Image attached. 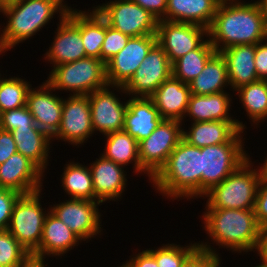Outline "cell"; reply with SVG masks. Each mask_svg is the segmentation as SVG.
<instances>
[{
	"instance_id": "6da1fadb",
	"label": "cell",
	"mask_w": 267,
	"mask_h": 267,
	"mask_svg": "<svg viewBox=\"0 0 267 267\" xmlns=\"http://www.w3.org/2000/svg\"><path fill=\"white\" fill-rule=\"evenodd\" d=\"M202 212V230L206 240L198 242V248L220 255L219 248L239 255L255 252L259 240V225L254 209L204 208ZM210 242H209V240ZM212 242V243H211ZM215 245L218 249L214 248ZM212 246V247H211Z\"/></svg>"
},
{
	"instance_id": "7a4b0ae2",
	"label": "cell",
	"mask_w": 267,
	"mask_h": 267,
	"mask_svg": "<svg viewBox=\"0 0 267 267\" xmlns=\"http://www.w3.org/2000/svg\"><path fill=\"white\" fill-rule=\"evenodd\" d=\"M66 0H17L0 9L6 24L0 23V49L5 54L20 43L30 41L51 20L63 19L71 7ZM70 5V6H69ZM57 14V15H56ZM3 25V26H2ZM5 25V26H4ZM46 26V27H45ZM4 27V28H3ZM2 29V30H1ZM30 38V39H29Z\"/></svg>"
},
{
	"instance_id": "3957f363",
	"label": "cell",
	"mask_w": 267,
	"mask_h": 267,
	"mask_svg": "<svg viewBox=\"0 0 267 267\" xmlns=\"http://www.w3.org/2000/svg\"><path fill=\"white\" fill-rule=\"evenodd\" d=\"M208 38L217 52L235 45H256L267 39L258 4L255 0L219 3Z\"/></svg>"
},
{
	"instance_id": "277c9868",
	"label": "cell",
	"mask_w": 267,
	"mask_h": 267,
	"mask_svg": "<svg viewBox=\"0 0 267 267\" xmlns=\"http://www.w3.org/2000/svg\"><path fill=\"white\" fill-rule=\"evenodd\" d=\"M150 183L155 193L172 202L202 197L201 148L182 138Z\"/></svg>"
},
{
	"instance_id": "5b68a950",
	"label": "cell",
	"mask_w": 267,
	"mask_h": 267,
	"mask_svg": "<svg viewBox=\"0 0 267 267\" xmlns=\"http://www.w3.org/2000/svg\"><path fill=\"white\" fill-rule=\"evenodd\" d=\"M249 158L220 184L212 187L201 198L207 199L205 208L254 209L258 184L261 180L259 170ZM255 163V164H254Z\"/></svg>"
},
{
	"instance_id": "8992f818",
	"label": "cell",
	"mask_w": 267,
	"mask_h": 267,
	"mask_svg": "<svg viewBox=\"0 0 267 267\" xmlns=\"http://www.w3.org/2000/svg\"><path fill=\"white\" fill-rule=\"evenodd\" d=\"M47 75L46 81L67 95H89L108 84L105 64L94 57L54 66Z\"/></svg>"
},
{
	"instance_id": "52a82bcc",
	"label": "cell",
	"mask_w": 267,
	"mask_h": 267,
	"mask_svg": "<svg viewBox=\"0 0 267 267\" xmlns=\"http://www.w3.org/2000/svg\"><path fill=\"white\" fill-rule=\"evenodd\" d=\"M246 133L247 131L240 130L227 143L201 148L202 196L249 158L248 150L244 147Z\"/></svg>"
},
{
	"instance_id": "ba28073f",
	"label": "cell",
	"mask_w": 267,
	"mask_h": 267,
	"mask_svg": "<svg viewBox=\"0 0 267 267\" xmlns=\"http://www.w3.org/2000/svg\"><path fill=\"white\" fill-rule=\"evenodd\" d=\"M40 190L31 194L21 195L14 204L7 230L17 241L32 254L40 245L43 226L48 207H42L43 193Z\"/></svg>"
},
{
	"instance_id": "9c48e42d",
	"label": "cell",
	"mask_w": 267,
	"mask_h": 267,
	"mask_svg": "<svg viewBox=\"0 0 267 267\" xmlns=\"http://www.w3.org/2000/svg\"><path fill=\"white\" fill-rule=\"evenodd\" d=\"M93 7L109 26L130 37L157 33L158 20L132 0H105Z\"/></svg>"
},
{
	"instance_id": "30bf717a",
	"label": "cell",
	"mask_w": 267,
	"mask_h": 267,
	"mask_svg": "<svg viewBox=\"0 0 267 267\" xmlns=\"http://www.w3.org/2000/svg\"><path fill=\"white\" fill-rule=\"evenodd\" d=\"M59 200L50 204V211L68 226L84 243L102 236V204L85 199ZM102 214V215H101ZM95 237V238H94ZM86 241V242H85Z\"/></svg>"
},
{
	"instance_id": "8fae6325",
	"label": "cell",
	"mask_w": 267,
	"mask_h": 267,
	"mask_svg": "<svg viewBox=\"0 0 267 267\" xmlns=\"http://www.w3.org/2000/svg\"><path fill=\"white\" fill-rule=\"evenodd\" d=\"M88 97L94 134L101 133L104 136L123 130L128 102L126 98L129 97L123 86L107 84L105 87L90 93Z\"/></svg>"
},
{
	"instance_id": "7c38bea8",
	"label": "cell",
	"mask_w": 267,
	"mask_h": 267,
	"mask_svg": "<svg viewBox=\"0 0 267 267\" xmlns=\"http://www.w3.org/2000/svg\"><path fill=\"white\" fill-rule=\"evenodd\" d=\"M53 39L42 57L54 67L86 58L80 32V9L70 7L67 15L59 19Z\"/></svg>"
},
{
	"instance_id": "4fadbf2b",
	"label": "cell",
	"mask_w": 267,
	"mask_h": 267,
	"mask_svg": "<svg viewBox=\"0 0 267 267\" xmlns=\"http://www.w3.org/2000/svg\"><path fill=\"white\" fill-rule=\"evenodd\" d=\"M91 109L88 95H68L63 98L61 124L52 141L65 142L79 148L93 137Z\"/></svg>"
},
{
	"instance_id": "5bb4252c",
	"label": "cell",
	"mask_w": 267,
	"mask_h": 267,
	"mask_svg": "<svg viewBox=\"0 0 267 267\" xmlns=\"http://www.w3.org/2000/svg\"><path fill=\"white\" fill-rule=\"evenodd\" d=\"M182 130L181 121L164 119L147 138L138 142L140 165L151 177L182 139Z\"/></svg>"
},
{
	"instance_id": "9a60e30c",
	"label": "cell",
	"mask_w": 267,
	"mask_h": 267,
	"mask_svg": "<svg viewBox=\"0 0 267 267\" xmlns=\"http://www.w3.org/2000/svg\"><path fill=\"white\" fill-rule=\"evenodd\" d=\"M171 75L172 64L156 43L123 87L130 97H150Z\"/></svg>"
},
{
	"instance_id": "2e32d148",
	"label": "cell",
	"mask_w": 267,
	"mask_h": 267,
	"mask_svg": "<svg viewBox=\"0 0 267 267\" xmlns=\"http://www.w3.org/2000/svg\"><path fill=\"white\" fill-rule=\"evenodd\" d=\"M156 36L157 43L173 64L180 57L197 49L207 39L208 29L190 23L160 20Z\"/></svg>"
},
{
	"instance_id": "e0dca14e",
	"label": "cell",
	"mask_w": 267,
	"mask_h": 267,
	"mask_svg": "<svg viewBox=\"0 0 267 267\" xmlns=\"http://www.w3.org/2000/svg\"><path fill=\"white\" fill-rule=\"evenodd\" d=\"M156 43V35L131 37L125 48L105 64L107 83L124 86Z\"/></svg>"
},
{
	"instance_id": "ac0fdd59",
	"label": "cell",
	"mask_w": 267,
	"mask_h": 267,
	"mask_svg": "<svg viewBox=\"0 0 267 267\" xmlns=\"http://www.w3.org/2000/svg\"><path fill=\"white\" fill-rule=\"evenodd\" d=\"M44 81L40 86H32L29 89L26 106L35 124L52 138L61 124L63 96Z\"/></svg>"
},
{
	"instance_id": "d6986e66",
	"label": "cell",
	"mask_w": 267,
	"mask_h": 267,
	"mask_svg": "<svg viewBox=\"0 0 267 267\" xmlns=\"http://www.w3.org/2000/svg\"><path fill=\"white\" fill-rule=\"evenodd\" d=\"M99 155L95 161L89 164L94 189V201H98L102 205L108 201V203L110 201H121L129 185L127 184L128 172L124 169L129 168L114 163L101 154Z\"/></svg>"
},
{
	"instance_id": "ffe728a7",
	"label": "cell",
	"mask_w": 267,
	"mask_h": 267,
	"mask_svg": "<svg viewBox=\"0 0 267 267\" xmlns=\"http://www.w3.org/2000/svg\"><path fill=\"white\" fill-rule=\"evenodd\" d=\"M45 175L29 158L16 152L0 165V188L31 194L44 189Z\"/></svg>"
},
{
	"instance_id": "44dd1931",
	"label": "cell",
	"mask_w": 267,
	"mask_h": 267,
	"mask_svg": "<svg viewBox=\"0 0 267 267\" xmlns=\"http://www.w3.org/2000/svg\"><path fill=\"white\" fill-rule=\"evenodd\" d=\"M84 243L51 211L46 216L39 247L31 254L34 263L46 264L49 257L62 259L75 246ZM48 257V258H47Z\"/></svg>"
},
{
	"instance_id": "7402d4cb",
	"label": "cell",
	"mask_w": 267,
	"mask_h": 267,
	"mask_svg": "<svg viewBox=\"0 0 267 267\" xmlns=\"http://www.w3.org/2000/svg\"><path fill=\"white\" fill-rule=\"evenodd\" d=\"M233 95L235 94H231V91H223L209 95L191 94L189 97L186 114L184 119L181 121L182 124H184L183 126H186V121H237L238 127L241 130L246 131L247 122L243 123V121L233 117L234 115L231 113L232 106L234 105V99L232 97ZM187 117L188 119L186 120Z\"/></svg>"
},
{
	"instance_id": "603a6c76",
	"label": "cell",
	"mask_w": 267,
	"mask_h": 267,
	"mask_svg": "<svg viewBox=\"0 0 267 267\" xmlns=\"http://www.w3.org/2000/svg\"><path fill=\"white\" fill-rule=\"evenodd\" d=\"M163 120L150 97L129 96L123 131L138 142L147 138Z\"/></svg>"
},
{
	"instance_id": "cb8c5ba5",
	"label": "cell",
	"mask_w": 267,
	"mask_h": 267,
	"mask_svg": "<svg viewBox=\"0 0 267 267\" xmlns=\"http://www.w3.org/2000/svg\"><path fill=\"white\" fill-rule=\"evenodd\" d=\"M190 95L189 84L171 75L150 98L163 119L182 121L187 111Z\"/></svg>"
},
{
	"instance_id": "d4e9b609",
	"label": "cell",
	"mask_w": 267,
	"mask_h": 267,
	"mask_svg": "<svg viewBox=\"0 0 267 267\" xmlns=\"http://www.w3.org/2000/svg\"><path fill=\"white\" fill-rule=\"evenodd\" d=\"M256 45H235L220 51L227 64L230 90L234 93L242 86L258 81L255 68Z\"/></svg>"
},
{
	"instance_id": "484cf974",
	"label": "cell",
	"mask_w": 267,
	"mask_h": 267,
	"mask_svg": "<svg viewBox=\"0 0 267 267\" xmlns=\"http://www.w3.org/2000/svg\"><path fill=\"white\" fill-rule=\"evenodd\" d=\"M17 152L29 158L45 174L52 155V138L38 126L18 127L11 131Z\"/></svg>"
},
{
	"instance_id": "4316f807",
	"label": "cell",
	"mask_w": 267,
	"mask_h": 267,
	"mask_svg": "<svg viewBox=\"0 0 267 267\" xmlns=\"http://www.w3.org/2000/svg\"><path fill=\"white\" fill-rule=\"evenodd\" d=\"M218 0H167L162 20L190 23L209 28L216 14Z\"/></svg>"
},
{
	"instance_id": "83f0119b",
	"label": "cell",
	"mask_w": 267,
	"mask_h": 267,
	"mask_svg": "<svg viewBox=\"0 0 267 267\" xmlns=\"http://www.w3.org/2000/svg\"><path fill=\"white\" fill-rule=\"evenodd\" d=\"M190 123L191 124L188 125V130L187 127L183 126L182 138L189 144L199 148L227 143L241 130L238 127L237 121H204Z\"/></svg>"
},
{
	"instance_id": "f1b7e54d",
	"label": "cell",
	"mask_w": 267,
	"mask_h": 267,
	"mask_svg": "<svg viewBox=\"0 0 267 267\" xmlns=\"http://www.w3.org/2000/svg\"><path fill=\"white\" fill-rule=\"evenodd\" d=\"M104 140L102 156L124 167L133 163V173L146 175L151 182L152 177L140 165L138 141L134 137L122 130L104 135Z\"/></svg>"
},
{
	"instance_id": "f546056e",
	"label": "cell",
	"mask_w": 267,
	"mask_h": 267,
	"mask_svg": "<svg viewBox=\"0 0 267 267\" xmlns=\"http://www.w3.org/2000/svg\"><path fill=\"white\" fill-rule=\"evenodd\" d=\"M190 93L209 95L227 91L228 81L227 64L220 52H216L206 63L201 73L190 83Z\"/></svg>"
},
{
	"instance_id": "4dcf8cb0",
	"label": "cell",
	"mask_w": 267,
	"mask_h": 267,
	"mask_svg": "<svg viewBox=\"0 0 267 267\" xmlns=\"http://www.w3.org/2000/svg\"><path fill=\"white\" fill-rule=\"evenodd\" d=\"M60 175V187L70 199H85L94 201V189L90 167L78 160L65 163Z\"/></svg>"
},
{
	"instance_id": "1f68e13d",
	"label": "cell",
	"mask_w": 267,
	"mask_h": 267,
	"mask_svg": "<svg viewBox=\"0 0 267 267\" xmlns=\"http://www.w3.org/2000/svg\"><path fill=\"white\" fill-rule=\"evenodd\" d=\"M234 94L239 97L234 99H239L251 126L254 129L260 128L259 126L267 120V80H258L242 86Z\"/></svg>"
},
{
	"instance_id": "d6a6232c",
	"label": "cell",
	"mask_w": 267,
	"mask_h": 267,
	"mask_svg": "<svg viewBox=\"0 0 267 267\" xmlns=\"http://www.w3.org/2000/svg\"><path fill=\"white\" fill-rule=\"evenodd\" d=\"M80 32L87 57L101 60V49L106 36V20L92 6L80 10Z\"/></svg>"
},
{
	"instance_id": "836d02e7",
	"label": "cell",
	"mask_w": 267,
	"mask_h": 267,
	"mask_svg": "<svg viewBox=\"0 0 267 267\" xmlns=\"http://www.w3.org/2000/svg\"><path fill=\"white\" fill-rule=\"evenodd\" d=\"M217 51L209 38L195 50L180 57L172 64V75L185 84H189L204 69L207 61Z\"/></svg>"
},
{
	"instance_id": "e575fe53",
	"label": "cell",
	"mask_w": 267,
	"mask_h": 267,
	"mask_svg": "<svg viewBox=\"0 0 267 267\" xmlns=\"http://www.w3.org/2000/svg\"><path fill=\"white\" fill-rule=\"evenodd\" d=\"M0 73V112L26 106L27 94L32 87L30 81L20 75L8 76Z\"/></svg>"
},
{
	"instance_id": "d590c367",
	"label": "cell",
	"mask_w": 267,
	"mask_h": 267,
	"mask_svg": "<svg viewBox=\"0 0 267 267\" xmlns=\"http://www.w3.org/2000/svg\"><path fill=\"white\" fill-rule=\"evenodd\" d=\"M30 252L8 231L0 230V267H29Z\"/></svg>"
},
{
	"instance_id": "8d00e7d4",
	"label": "cell",
	"mask_w": 267,
	"mask_h": 267,
	"mask_svg": "<svg viewBox=\"0 0 267 267\" xmlns=\"http://www.w3.org/2000/svg\"><path fill=\"white\" fill-rule=\"evenodd\" d=\"M193 242V243H192ZM190 241L187 245H180L174 242L161 244L159 247L147 248L154 256L158 267H181L185 260L198 248V241Z\"/></svg>"
},
{
	"instance_id": "74e56055",
	"label": "cell",
	"mask_w": 267,
	"mask_h": 267,
	"mask_svg": "<svg viewBox=\"0 0 267 267\" xmlns=\"http://www.w3.org/2000/svg\"><path fill=\"white\" fill-rule=\"evenodd\" d=\"M131 37L112 28L106 22V36L101 49V61L106 64L125 48Z\"/></svg>"
},
{
	"instance_id": "f35d334b",
	"label": "cell",
	"mask_w": 267,
	"mask_h": 267,
	"mask_svg": "<svg viewBox=\"0 0 267 267\" xmlns=\"http://www.w3.org/2000/svg\"><path fill=\"white\" fill-rule=\"evenodd\" d=\"M27 126H37L27 106L1 113L0 129L11 132Z\"/></svg>"
},
{
	"instance_id": "ab89813d",
	"label": "cell",
	"mask_w": 267,
	"mask_h": 267,
	"mask_svg": "<svg viewBox=\"0 0 267 267\" xmlns=\"http://www.w3.org/2000/svg\"><path fill=\"white\" fill-rule=\"evenodd\" d=\"M22 194L5 188H0V230H7L14 204Z\"/></svg>"
},
{
	"instance_id": "60d3db41",
	"label": "cell",
	"mask_w": 267,
	"mask_h": 267,
	"mask_svg": "<svg viewBox=\"0 0 267 267\" xmlns=\"http://www.w3.org/2000/svg\"><path fill=\"white\" fill-rule=\"evenodd\" d=\"M221 256L197 248L185 260L181 267H222L223 262Z\"/></svg>"
},
{
	"instance_id": "b9f144b4",
	"label": "cell",
	"mask_w": 267,
	"mask_h": 267,
	"mask_svg": "<svg viewBox=\"0 0 267 267\" xmlns=\"http://www.w3.org/2000/svg\"><path fill=\"white\" fill-rule=\"evenodd\" d=\"M254 213L259 226L267 223V181L262 179L257 188Z\"/></svg>"
},
{
	"instance_id": "7bdbcfd3",
	"label": "cell",
	"mask_w": 267,
	"mask_h": 267,
	"mask_svg": "<svg viewBox=\"0 0 267 267\" xmlns=\"http://www.w3.org/2000/svg\"><path fill=\"white\" fill-rule=\"evenodd\" d=\"M255 68L258 79L267 80V39L256 44Z\"/></svg>"
},
{
	"instance_id": "ee69618b",
	"label": "cell",
	"mask_w": 267,
	"mask_h": 267,
	"mask_svg": "<svg viewBox=\"0 0 267 267\" xmlns=\"http://www.w3.org/2000/svg\"><path fill=\"white\" fill-rule=\"evenodd\" d=\"M128 258L124 261L127 267H158L156 259L147 249L141 251L137 248Z\"/></svg>"
},
{
	"instance_id": "f6af8a7d",
	"label": "cell",
	"mask_w": 267,
	"mask_h": 267,
	"mask_svg": "<svg viewBox=\"0 0 267 267\" xmlns=\"http://www.w3.org/2000/svg\"><path fill=\"white\" fill-rule=\"evenodd\" d=\"M17 152L12 133L0 129V165Z\"/></svg>"
},
{
	"instance_id": "bcb514c9",
	"label": "cell",
	"mask_w": 267,
	"mask_h": 267,
	"mask_svg": "<svg viewBox=\"0 0 267 267\" xmlns=\"http://www.w3.org/2000/svg\"><path fill=\"white\" fill-rule=\"evenodd\" d=\"M145 10H147L158 21L165 16L167 0H132Z\"/></svg>"
},
{
	"instance_id": "7dc6e473",
	"label": "cell",
	"mask_w": 267,
	"mask_h": 267,
	"mask_svg": "<svg viewBox=\"0 0 267 267\" xmlns=\"http://www.w3.org/2000/svg\"><path fill=\"white\" fill-rule=\"evenodd\" d=\"M254 253L258 254L260 261L267 263V223L259 226V240Z\"/></svg>"
},
{
	"instance_id": "c3c4849f",
	"label": "cell",
	"mask_w": 267,
	"mask_h": 267,
	"mask_svg": "<svg viewBox=\"0 0 267 267\" xmlns=\"http://www.w3.org/2000/svg\"><path fill=\"white\" fill-rule=\"evenodd\" d=\"M255 2L258 4L260 8L267 37V0H256Z\"/></svg>"
},
{
	"instance_id": "681fc988",
	"label": "cell",
	"mask_w": 267,
	"mask_h": 267,
	"mask_svg": "<svg viewBox=\"0 0 267 267\" xmlns=\"http://www.w3.org/2000/svg\"><path fill=\"white\" fill-rule=\"evenodd\" d=\"M263 164L259 162V165L256 166L259 170L260 178L267 181V154L264 156Z\"/></svg>"
},
{
	"instance_id": "f907efd6",
	"label": "cell",
	"mask_w": 267,
	"mask_h": 267,
	"mask_svg": "<svg viewBox=\"0 0 267 267\" xmlns=\"http://www.w3.org/2000/svg\"><path fill=\"white\" fill-rule=\"evenodd\" d=\"M17 0H0V9L4 6H7L9 4H12L13 2H16Z\"/></svg>"
},
{
	"instance_id": "816d5d0a",
	"label": "cell",
	"mask_w": 267,
	"mask_h": 267,
	"mask_svg": "<svg viewBox=\"0 0 267 267\" xmlns=\"http://www.w3.org/2000/svg\"><path fill=\"white\" fill-rule=\"evenodd\" d=\"M49 263H46V264H44V263H32L29 267H49L50 265H48Z\"/></svg>"
},
{
	"instance_id": "f5cc1de1",
	"label": "cell",
	"mask_w": 267,
	"mask_h": 267,
	"mask_svg": "<svg viewBox=\"0 0 267 267\" xmlns=\"http://www.w3.org/2000/svg\"><path fill=\"white\" fill-rule=\"evenodd\" d=\"M258 264V265H257ZM256 264V266H254V267H267V263L266 262H262V261H260V263H257ZM251 267H253L252 266V264H251Z\"/></svg>"
},
{
	"instance_id": "db71d44e",
	"label": "cell",
	"mask_w": 267,
	"mask_h": 267,
	"mask_svg": "<svg viewBox=\"0 0 267 267\" xmlns=\"http://www.w3.org/2000/svg\"><path fill=\"white\" fill-rule=\"evenodd\" d=\"M220 3L222 2H233V1H238V0H218Z\"/></svg>"
},
{
	"instance_id": "11a10c76",
	"label": "cell",
	"mask_w": 267,
	"mask_h": 267,
	"mask_svg": "<svg viewBox=\"0 0 267 267\" xmlns=\"http://www.w3.org/2000/svg\"><path fill=\"white\" fill-rule=\"evenodd\" d=\"M3 53H4V52H2L1 49H0V55L4 56L5 54H3ZM0 57H1V56H0ZM0 68H1V67H0ZM1 72L3 73V71H1V69H0V73H1Z\"/></svg>"
},
{
	"instance_id": "9f6ffc18",
	"label": "cell",
	"mask_w": 267,
	"mask_h": 267,
	"mask_svg": "<svg viewBox=\"0 0 267 267\" xmlns=\"http://www.w3.org/2000/svg\"><path fill=\"white\" fill-rule=\"evenodd\" d=\"M120 264L121 265L120 266H117V267H127L124 262L123 263H120Z\"/></svg>"
}]
</instances>
